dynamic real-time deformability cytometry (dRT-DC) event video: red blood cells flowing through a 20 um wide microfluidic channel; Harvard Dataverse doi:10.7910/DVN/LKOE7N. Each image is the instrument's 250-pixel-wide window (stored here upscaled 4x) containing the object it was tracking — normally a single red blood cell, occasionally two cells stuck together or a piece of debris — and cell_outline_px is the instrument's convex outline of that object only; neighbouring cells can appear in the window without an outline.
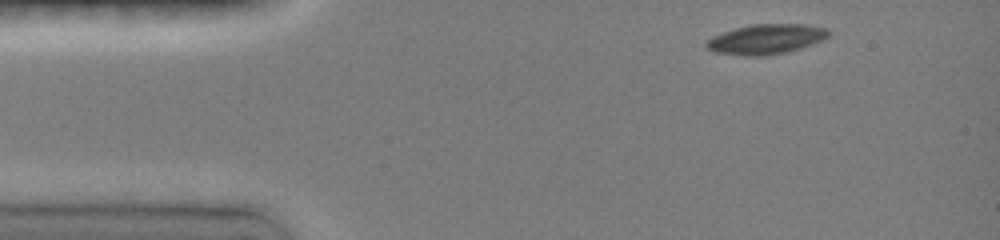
{"species": "common noctule bat (a hibernating species)", "species_latin": "Nyctalus noctula", "temperature_condition": "room temperature", "stored_images_in_passage": 4, "camera_frame_rate_fps": 3000, "um_per_image_px": 0.085, "animal": {"sex": "female", "body_mass_g": 19.0, "forearm_length_mm": 51.5}, "frame": {"image": 1, "passage_image": 1, "time_ms": 0.0, "image_size_px": [1000, 240], "cell_outline_px": [[832, 32], [824, 40], [788, 52], [768, 56], [744, 56], [716, 52], [708, 48], [704, 44], [712, 36], [748, 24], [804, 24], [828, 28]], "centroid_in_image_um": [65.16, 3.33], "position_along_channel_um": 19.8, "area_um2": 21.5}}
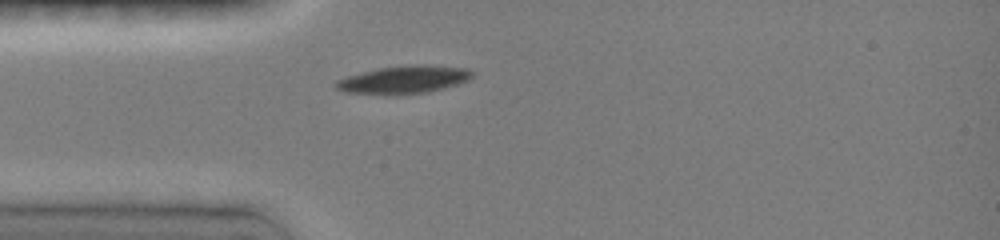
{"frame": {"image": 2, "passage_image": 4, "time_ms": 2.333, "image_size_px": [1000, 240], "cell_outline_px": [[472, 80], [444, 88], [428, 92], [344, 92], [336, 88], [332, 84], [336, 80], [348, 76], [380, 68], [424, 64], [468, 68], [472, 72]], "centroid_in_image_um": [34.41, 6.73], "position_along_channel_um": 50.6, "area_um2": 21.15}}